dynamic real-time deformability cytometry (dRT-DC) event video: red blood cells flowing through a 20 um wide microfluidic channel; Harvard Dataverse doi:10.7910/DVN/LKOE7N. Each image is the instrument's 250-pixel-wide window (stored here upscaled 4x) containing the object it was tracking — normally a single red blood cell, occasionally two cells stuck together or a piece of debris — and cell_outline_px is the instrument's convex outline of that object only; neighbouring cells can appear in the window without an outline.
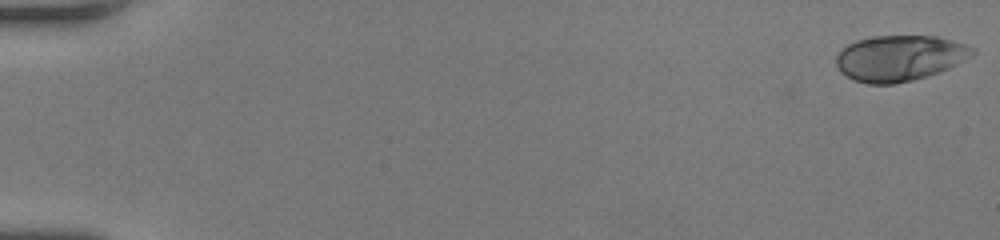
{"species": "human", "species_latin": "Homo sapiens", "temperature_condition": "room temperature", "stored_images_in_passage": 50, "camera_frame_rate_fps": 3000, "um_per_image_px": 0.085, "donor": {"sex": "female"}, "frame": {"image": 1, "passage_image": 1, "time_ms": 0.0, "image_size_px": [1000, 240], "cell_outline_px": [[976, 52], [972, 56], [940, 72], [928, 76], [896, 84], [868, 84], [856, 80], [840, 72], [836, 64], [836, 56], [848, 44], [856, 40], [872, 36], [936, 36], [952, 40], [976, 48]], "centroid_in_image_um": [76.48, 4.93], "position_along_channel_um": 8.5, "area_um2": 36.3}}
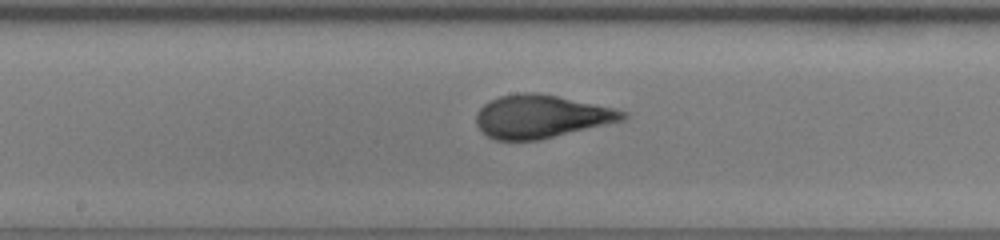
{"frame": {"image": 2, "passage_image": 28, "time_ms": 9.0, "image_size_px": [1000, 240], "cell_outline_px": [[628, 116], [624, 120], [540, 140], [496, 140], [488, 136], [476, 124], [476, 112], [484, 104], [500, 96], [520, 92], [540, 92], [616, 108], [628, 112]], "centroid_in_image_um": [46.03, 9.89], "position_along_channel_um": 202.2, "area_um2": 36.93}}
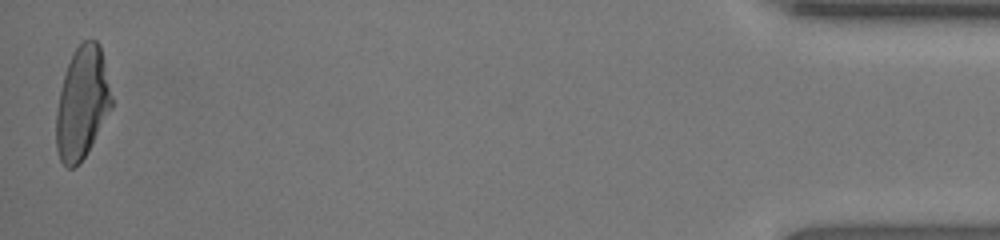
{"frame": {"image": 3, "passage_image": 50, "time_ms": 16.333, "image_size_px": [1000, 240], "cell_outline_px": [[112, 108], [84, 156], [72, 168], [68, 168], [60, 160], [56, 148], [56, 112], [60, 92], [64, 76], [72, 52], [84, 40], [96, 40], [100, 44], [104, 60], [112, 100]], "centroid_in_image_um": [6.98, 8.72], "position_along_channel_um": 428.2, "area_um2": 35.66}, "authors_computed_cell_mechanics": {"area_um2": 36.2695, "velocity_mm_per_s": 4.2602, "shape_relaxation_time_tau1_ms": 4.685, "shape_relaxation_time_tau2_ms": null, "deformation_change_tau1": 0.2264, "deformation_change_tau2": null}}